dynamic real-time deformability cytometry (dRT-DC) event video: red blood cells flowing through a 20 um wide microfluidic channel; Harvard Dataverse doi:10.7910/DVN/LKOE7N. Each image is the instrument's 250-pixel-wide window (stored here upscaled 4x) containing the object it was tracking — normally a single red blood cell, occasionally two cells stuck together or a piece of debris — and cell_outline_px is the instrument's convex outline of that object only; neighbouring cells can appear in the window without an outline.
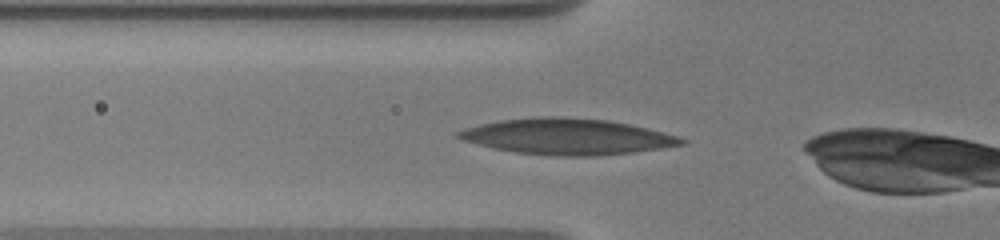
{"species": "human", "species_latin": "Homo sapiens", "temperature_condition": "warm", "stored_images_in_passage": 6, "camera_frame_rate_fps": 3000, "um_per_image_px": 0.085, "donor": {"sex": "male"}, "frame": {"image": 1, "passage_image": 2, "time_ms": 0.333, "image_size_px": [1000, 240], "cell_outline_px": [[688, 140], [684, 144], [660, 148], [632, 152], [596, 156], [556, 156], [516, 152], [492, 148], [460, 140], [452, 136], [452, 132], [464, 128], [480, 124], [500, 120], [540, 116], [556, 116], [608, 120], [648, 128], [680, 136]], "centroid_in_image_um": [48.14, 11.6], "position_along_channel_um": 77.7, "area_um2": 47.05}}
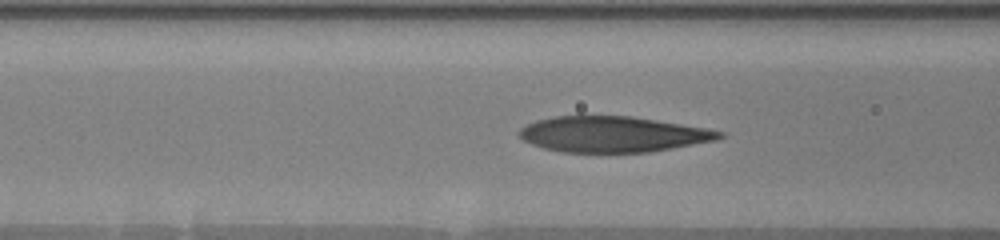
{"frame": {"image": 2, "passage_image": 4, "time_ms": 1.333, "image_size_px": [1000, 240], "cell_outline_px": [[724, 136], [716, 140], [672, 148], [648, 152], [560, 152], [544, 148], [532, 144], [524, 140], [516, 132], [520, 128], [536, 120], [552, 116], [580, 112], [632, 116], [708, 128], [724, 132]], "centroid_in_image_um": [52.02, 11.36], "position_along_channel_um": 114.6, "area_um2": 42.83}}